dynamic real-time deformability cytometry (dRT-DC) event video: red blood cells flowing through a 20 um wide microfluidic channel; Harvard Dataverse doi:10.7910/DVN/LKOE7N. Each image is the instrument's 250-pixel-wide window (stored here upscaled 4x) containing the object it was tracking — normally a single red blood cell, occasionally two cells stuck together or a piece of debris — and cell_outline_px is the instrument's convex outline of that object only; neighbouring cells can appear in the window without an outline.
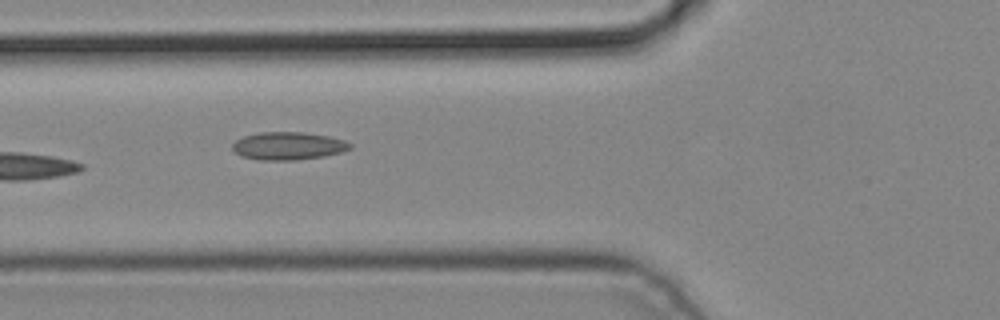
{"species": "common noctule bat (a hibernating species)", "species_latin": "Nyctalus noctula", "temperature_condition": "cold", "stored_images_in_passage": 6, "camera_frame_rate_fps": 3000, "um_per_image_px": 0.085, "animal": {"sex": "male", "body_mass_g": 19.2, "forearm_length_mm": 51.8}, "frame": {"image": 1, "passage_image": 6, "time_ms": 1.667, "image_size_px": [1000, 320], "cell_outline_px": [[352, 148], [340, 152], [324, 156], [296, 160], [260, 160], [240, 156], [232, 148], [232, 144], [236, 140], [244, 136], [260, 132], [304, 132], [328, 136], [344, 140], [352, 144]], "centroid_in_image_um": [24.49, 12.4], "position_along_channel_um": 101.3, "area_um2": 19.07}}